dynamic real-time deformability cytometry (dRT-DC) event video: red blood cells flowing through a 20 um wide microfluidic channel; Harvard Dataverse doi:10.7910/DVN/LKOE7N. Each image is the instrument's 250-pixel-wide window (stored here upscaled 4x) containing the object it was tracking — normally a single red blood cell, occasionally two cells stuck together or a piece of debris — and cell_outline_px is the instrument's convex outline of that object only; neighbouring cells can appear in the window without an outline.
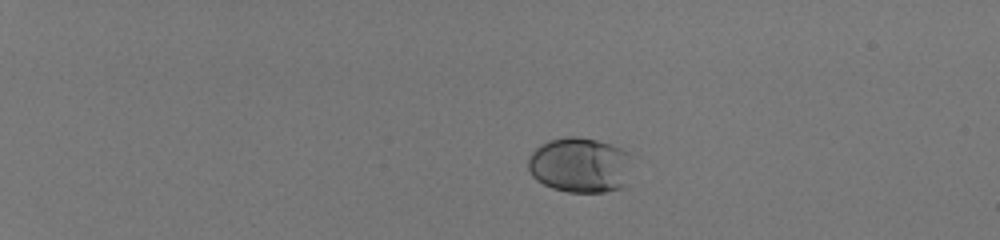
{"species": "human", "species_latin": "Homo sapiens", "temperature_condition": "room temperature", "stored_images_in_passage": 43, "camera_frame_rate_fps": 3000, "um_per_image_px": 0.085, "donor": {"sex": "male"}, "frame": {"image": 1, "passage_image": 1, "time_ms": 0.0, "image_size_px": [1000, 240], "cell_outline_px": [[628, 152], [624, 184], [620, 188], [604, 192], [568, 192], [552, 188], [536, 180], [532, 176], [528, 168], [528, 156], [540, 144], [548, 140], [568, 136], [576, 136], [596, 140], [620, 148]], "centroid_in_image_um": [49.19, 14.02], "position_along_channel_um": 35.8, "area_um2": 32.89}}
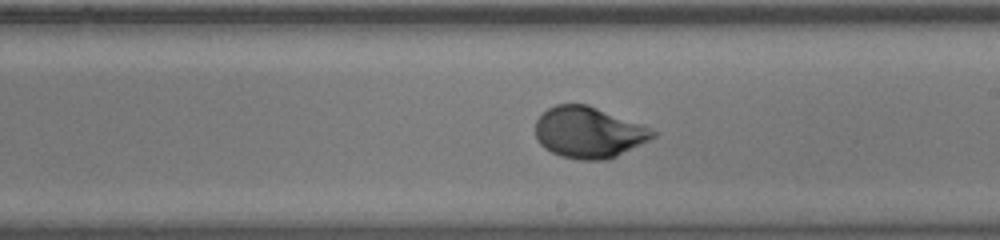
{"frame": {"image": 2, "passage_image": 25, "time_ms": 8.0, "image_size_px": [1000, 240], "cell_outline_px": [[660, 132], [656, 136], [608, 160], [580, 160], [560, 156], [544, 148], [540, 144], [536, 136], [536, 120], [548, 108], [556, 104], [588, 104], [640, 124]], "centroid_in_image_um": [50.03, 11.26], "position_along_channel_um": 239.0, "area_um2": 34.85}}
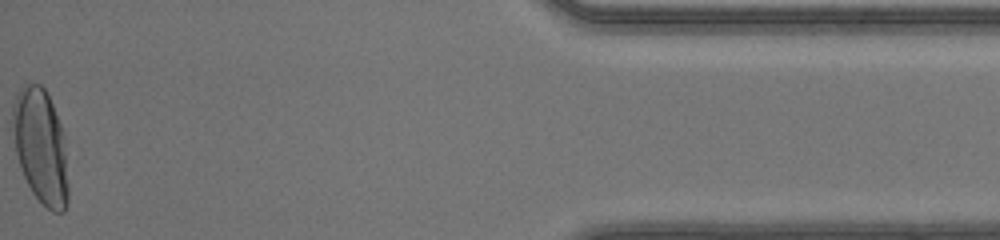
{"frame": {"image": 3, "passage_image": 43, "time_ms": 14.0, "image_size_px": [1000, 240], "cell_outline_px": [[68, 204], [64, 212], [52, 212], [32, 192], [20, 168], [16, 152], [12, 116], [12, 104], [20, 88], [24, 84], [40, 84], [44, 88], [52, 104], [64, 132], [68, 184]], "centroid_in_image_um": [3.47, 12.45], "position_along_channel_um": 431.7, "area_um2": 37.11}, "authors_computed_cell_mechanics": {"area_um2": 33.6974, "velocity_mm_per_s": 4.1431, "shape_relaxation_time_tau1_ms": 2.976, "shape_relaxation_time_tau2_ms": null, "deformation_change_tau1": 0.1636, "deformation_change_tau2": null}}